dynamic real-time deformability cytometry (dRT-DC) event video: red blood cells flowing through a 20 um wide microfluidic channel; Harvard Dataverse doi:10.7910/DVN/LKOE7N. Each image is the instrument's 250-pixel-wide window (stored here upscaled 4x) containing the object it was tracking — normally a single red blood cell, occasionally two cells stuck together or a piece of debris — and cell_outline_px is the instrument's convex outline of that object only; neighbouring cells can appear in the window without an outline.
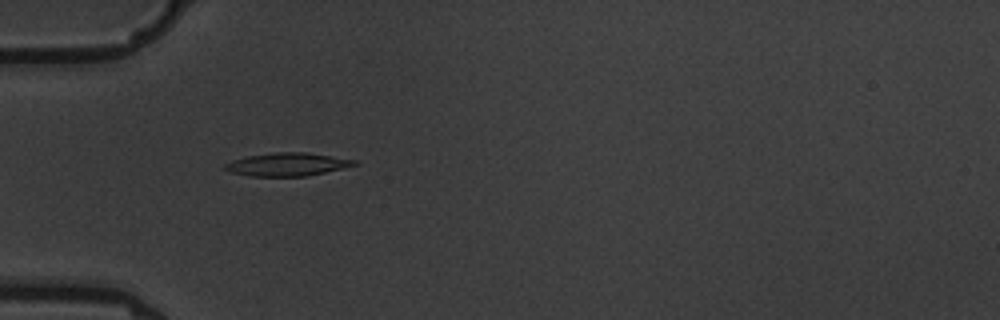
{"species": "common noctule bat (a hibernating species)", "species_latin": "Nyctalus noctula", "temperature_condition": "warm", "stored_images_in_passage": 3, "camera_frame_rate_fps": 3000, "um_per_image_px": 0.085, "animal": {"sex": "male", "body_mass_g": 19.5, "forearm_length_mm": 54.6}, "frame": {"image": 1, "passage_image": 2, "time_ms": 1.0, "image_size_px": [1000, 320], "cell_outline_px": [[360, 164], [344, 168], [308, 176], [252, 176], [232, 172], [224, 168], [224, 164], [232, 160], [248, 156], [276, 152], [304, 152], [360, 160]], "centroid_in_image_um": [24.5, 13.97], "position_along_channel_um": 60.5, "area_um2": 17.46}}
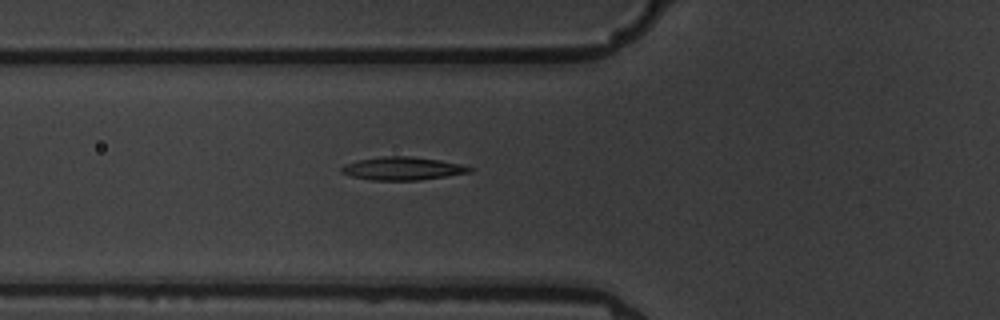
{"frame": {"image": 2, "passage_image": 3, "time_ms": 2.0, "image_size_px": [1000, 320], "cell_outline_px": [[476, 168], [472, 172], [420, 180], [372, 180], [352, 176], [340, 172], [340, 168], [344, 164], [360, 160], [384, 156], [412, 156], [440, 160], [460, 164]], "centroid_in_image_um": [34.25, 14.32], "position_along_channel_um": 91.5, "area_um2": 17.22}}